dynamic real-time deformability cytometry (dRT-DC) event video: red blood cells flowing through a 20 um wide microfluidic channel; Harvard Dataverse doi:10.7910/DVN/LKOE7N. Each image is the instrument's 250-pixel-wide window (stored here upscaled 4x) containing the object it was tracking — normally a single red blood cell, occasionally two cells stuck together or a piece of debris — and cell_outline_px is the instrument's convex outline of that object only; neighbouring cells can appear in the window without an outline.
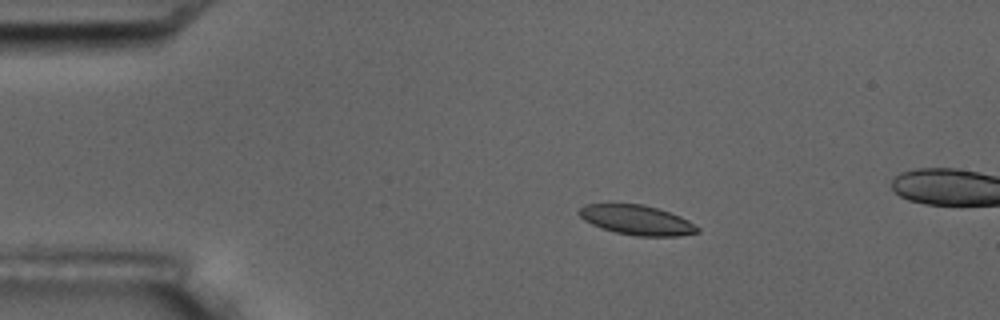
{"species": "common noctule bat (a hibernating species)", "species_latin": "Nyctalus noctula", "temperature_condition": "room temperature", "stored_images_in_passage": 5, "camera_frame_rate_fps": 3000, "um_per_image_px": 0.085, "animal": {"sex": "male", "body_mass_g": 17.5, "forearm_length_mm": 52.3}, "frame": {"image": 1, "passage_image": 3, "time_ms": 2.333, "image_size_px": [1000, 320], "cell_outline_px": [[700, 232], [680, 236], [636, 236], [616, 232], [600, 228], [584, 220], [576, 212], [584, 204], [608, 200], [644, 204], [680, 216], [688, 220], [700, 228]], "centroid_in_image_um": [54.04, 18.65], "position_along_channel_um": 31.0, "area_um2": 21.39}}